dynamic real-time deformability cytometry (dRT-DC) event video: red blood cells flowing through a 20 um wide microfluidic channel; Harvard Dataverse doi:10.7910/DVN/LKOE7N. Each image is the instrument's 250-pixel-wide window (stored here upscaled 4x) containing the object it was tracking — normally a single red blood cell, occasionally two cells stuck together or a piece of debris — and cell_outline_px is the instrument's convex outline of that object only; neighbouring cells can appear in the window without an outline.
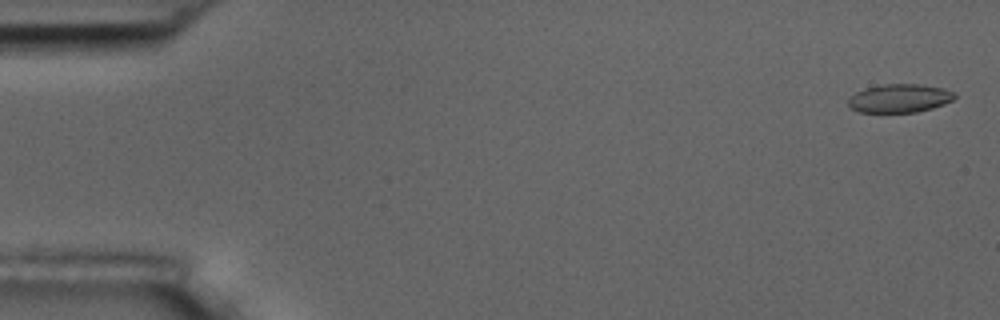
{"species": "common noctule bat (a hibernating species)", "species_latin": "Nyctalus noctula", "temperature_condition": "room temperature", "stored_images_in_passage": 5, "camera_frame_rate_fps": 3000, "um_per_image_px": 0.085, "animal": {"sex": "male", "body_mass_g": 17.5, "forearm_length_mm": 52.3}, "frame": {"image": 1, "passage_image": 1, "time_ms": 0.0, "image_size_px": [1000, 320], "cell_outline_px": [[956, 96], [952, 100], [944, 104], [932, 108], [916, 112], [860, 112], [852, 108], [848, 104], [848, 100], [856, 92], [864, 88], [884, 84], [920, 84], [944, 88], [952, 92]], "centroid_in_image_um": [76.46, 8.35], "position_along_channel_um": 8.5, "area_um2": 17.51}}
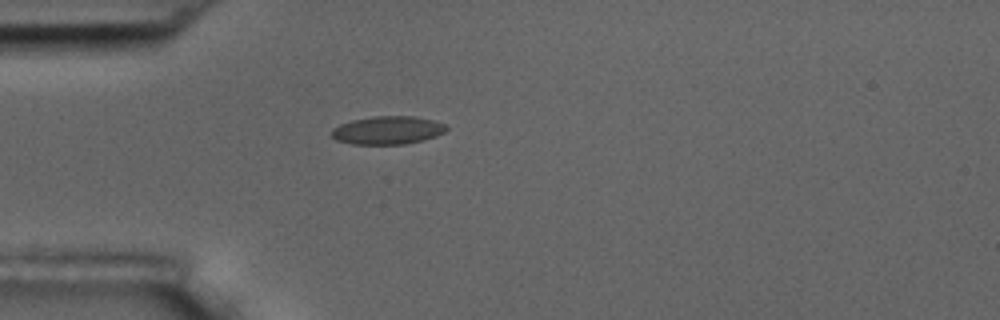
{"frame": {"image": 2, "passage_image": 5, "time_ms": 4.667, "image_size_px": [1000, 320], "cell_outline_px": [[448, 128], [444, 132], [436, 136], [424, 140], [404, 144], [352, 144], [336, 140], [332, 136], [332, 128], [340, 124], [352, 120], [372, 116], [412, 116], [432, 120], [448, 124]], "centroid_in_image_um": [32.96, 11.07], "position_along_channel_um": 52.0, "area_um2": 18.9}}